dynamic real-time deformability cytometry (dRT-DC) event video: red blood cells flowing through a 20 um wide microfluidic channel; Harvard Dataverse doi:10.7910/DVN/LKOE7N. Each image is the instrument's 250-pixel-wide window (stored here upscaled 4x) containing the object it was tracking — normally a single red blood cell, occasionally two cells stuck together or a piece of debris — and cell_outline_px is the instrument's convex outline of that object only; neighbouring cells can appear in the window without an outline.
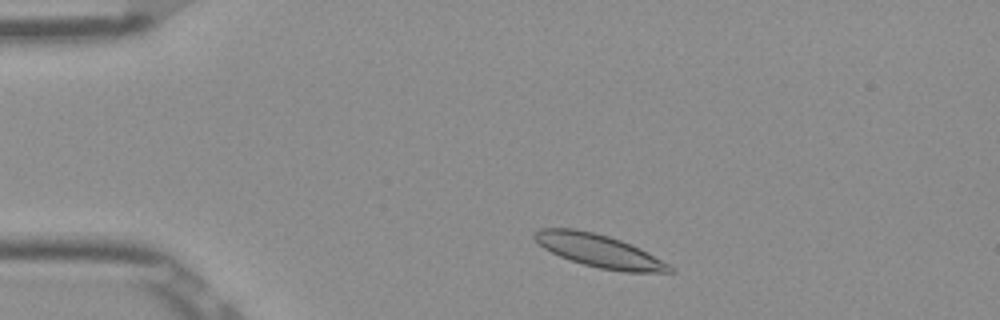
{"species": "Egyptian fruit bat (a non-hibernating species)", "species_latin": "Rousettus aegyptiacus", "temperature_condition": "room temperature", "stored_images_in_passage": 46, "camera_frame_rate_fps": 3000, "um_per_image_px": 0.085, "frame": {"image": 1, "passage_image": 4, "time_ms": 1.0, "image_size_px": [1000, 320], "cell_outline_px": [[676, 272], [624, 272], [600, 268], [584, 264], [560, 256], [544, 248], [532, 236], [532, 232], [540, 228], [576, 228], [608, 236], [620, 240], [640, 248], [676, 268]], "centroid_in_image_um": [50.93, 21.31], "position_along_channel_um": 34.1, "area_um2": 25.72}}
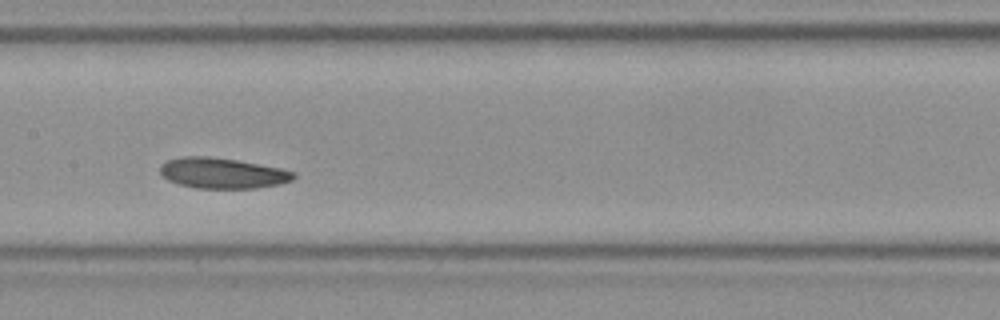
{"frame": {"image": 2, "passage_image": 20, "time_ms": 6.333, "image_size_px": [1000, 320], "cell_outline_px": [[296, 176], [292, 180], [280, 184], [256, 188], [196, 188], [180, 184], [168, 180], [160, 172], [160, 164], [168, 160], [184, 156], [208, 156], [236, 160], [280, 168], [296, 172]], "centroid_in_image_um": [18.91, 14.71], "position_along_channel_um": 188.5, "area_um2": 23.7}}
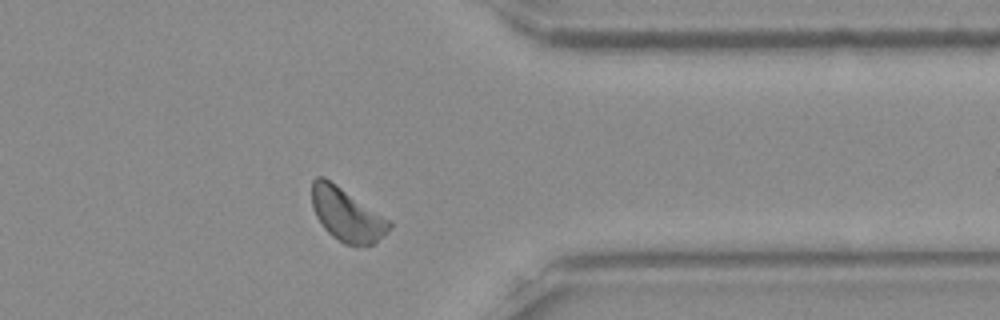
{"frame": {"image": 3, "passage_image": 36, "time_ms": 11.667, "image_size_px": [1000, 320], "cell_outline_px": [[392, 228], [376, 244], [356, 248], [344, 244], [332, 236], [320, 224], [312, 208], [312, 180], [316, 176], [324, 176], [392, 220]], "centroid_in_image_um": [29.52, 18.28], "position_along_channel_um": 381.9, "area_um2": 24.8}, "authors_computed_cell_mechanics": {"area_um2": 23.9292, "velocity_mm_per_s": 3.8054, "shape_relaxation_time_tau1_ms": 2.4781, "shape_relaxation_time_tau2_ms": 6.118, "deformation_change_tau1": 0.0712, "deformation_change_tau2": 0.0544}}